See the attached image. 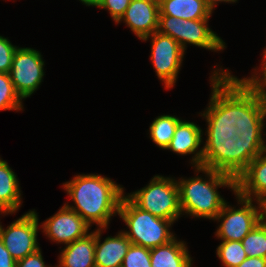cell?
I'll use <instances>...</instances> for the list:
<instances>
[{
    "instance_id": "12",
    "label": "cell",
    "mask_w": 266,
    "mask_h": 267,
    "mask_svg": "<svg viewBox=\"0 0 266 267\" xmlns=\"http://www.w3.org/2000/svg\"><path fill=\"white\" fill-rule=\"evenodd\" d=\"M124 23L140 39L158 31L159 2L155 0H131L125 14L117 22Z\"/></svg>"
},
{
    "instance_id": "9",
    "label": "cell",
    "mask_w": 266,
    "mask_h": 267,
    "mask_svg": "<svg viewBox=\"0 0 266 267\" xmlns=\"http://www.w3.org/2000/svg\"><path fill=\"white\" fill-rule=\"evenodd\" d=\"M44 65L39 51L28 47L16 49L8 74L22 100L30 97L41 85L45 74Z\"/></svg>"
},
{
    "instance_id": "8",
    "label": "cell",
    "mask_w": 266,
    "mask_h": 267,
    "mask_svg": "<svg viewBox=\"0 0 266 267\" xmlns=\"http://www.w3.org/2000/svg\"><path fill=\"white\" fill-rule=\"evenodd\" d=\"M149 38L151 39L150 59L156 75L164 82L165 89H170L177 81L185 51L177 41L159 31L142 40L147 41Z\"/></svg>"
},
{
    "instance_id": "34",
    "label": "cell",
    "mask_w": 266,
    "mask_h": 267,
    "mask_svg": "<svg viewBox=\"0 0 266 267\" xmlns=\"http://www.w3.org/2000/svg\"><path fill=\"white\" fill-rule=\"evenodd\" d=\"M264 152H266V142H264Z\"/></svg>"
},
{
    "instance_id": "22",
    "label": "cell",
    "mask_w": 266,
    "mask_h": 267,
    "mask_svg": "<svg viewBox=\"0 0 266 267\" xmlns=\"http://www.w3.org/2000/svg\"><path fill=\"white\" fill-rule=\"evenodd\" d=\"M216 255L224 267H238L247 258L241 241H222Z\"/></svg>"
},
{
    "instance_id": "32",
    "label": "cell",
    "mask_w": 266,
    "mask_h": 267,
    "mask_svg": "<svg viewBox=\"0 0 266 267\" xmlns=\"http://www.w3.org/2000/svg\"><path fill=\"white\" fill-rule=\"evenodd\" d=\"M79 1H81L86 6H92V7L94 6L95 7L98 0H79Z\"/></svg>"
},
{
    "instance_id": "25",
    "label": "cell",
    "mask_w": 266,
    "mask_h": 267,
    "mask_svg": "<svg viewBox=\"0 0 266 267\" xmlns=\"http://www.w3.org/2000/svg\"><path fill=\"white\" fill-rule=\"evenodd\" d=\"M18 47L14 46L8 38L0 36V73H9Z\"/></svg>"
},
{
    "instance_id": "23",
    "label": "cell",
    "mask_w": 266,
    "mask_h": 267,
    "mask_svg": "<svg viewBox=\"0 0 266 267\" xmlns=\"http://www.w3.org/2000/svg\"><path fill=\"white\" fill-rule=\"evenodd\" d=\"M22 111V99L16 93L8 73H0V111Z\"/></svg>"
},
{
    "instance_id": "15",
    "label": "cell",
    "mask_w": 266,
    "mask_h": 267,
    "mask_svg": "<svg viewBox=\"0 0 266 267\" xmlns=\"http://www.w3.org/2000/svg\"><path fill=\"white\" fill-rule=\"evenodd\" d=\"M107 228L95 230V265L96 267H120L131 241L120 231L116 236H108L101 242V234Z\"/></svg>"
},
{
    "instance_id": "20",
    "label": "cell",
    "mask_w": 266,
    "mask_h": 267,
    "mask_svg": "<svg viewBox=\"0 0 266 267\" xmlns=\"http://www.w3.org/2000/svg\"><path fill=\"white\" fill-rule=\"evenodd\" d=\"M181 120L179 117L172 115L158 116L149 127V136L152 141L166 150L173 138L176 126Z\"/></svg>"
},
{
    "instance_id": "31",
    "label": "cell",
    "mask_w": 266,
    "mask_h": 267,
    "mask_svg": "<svg viewBox=\"0 0 266 267\" xmlns=\"http://www.w3.org/2000/svg\"><path fill=\"white\" fill-rule=\"evenodd\" d=\"M238 0H205L207 6L213 11L219 2L236 3Z\"/></svg>"
},
{
    "instance_id": "16",
    "label": "cell",
    "mask_w": 266,
    "mask_h": 267,
    "mask_svg": "<svg viewBox=\"0 0 266 267\" xmlns=\"http://www.w3.org/2000/svg\"><path fill=\"white\" fill-rule=\"evenodd\" d=\"M95 231L85 237L67 244L61 250L59 265L55 267H96L95 265Z\"/></svg>"
},
{
    "instance_id": "2",
    "label": "cell",
    "mask_w": 266,
    "mask_h": 267,
    "mask_svg": "<svg viewBox=\"0 0 266 267\" xmlns=\"http://www.w3.org/2000/svg\"><path fill=\"white\" fill-rule=\"evenodd\" d=\"M63 188L75 205H65L78 213L90 226L107 228L113 215L118 214L124 188L99 174H79L63 183Z\"/></svg>"
},
{
    "instance_id": "10",
    "label": "cell",
    "mask_w": 266,
    "mask_h": 267,
    "mask_svg": "<svg viewBox=\"0 0 266 267\" xmlns=\"http://www.w3.org/2000/svg\"><path fill=\"white\" fill-rule=\"evenodd\" d=\"M38 219L36 211L30 210L13 221L6 229L0 223V238L16 261L40 249L37 242Z\"/></svg>"
},
{
    "instance_id": "14",
    "label": "cell",
    "mask_w": 266,
    "mask_h": 267,
    "mask_svg": "<svg viewBox=\"0 0 266 267\" xmlns=\"http://www.w3.org/2000/svg\"><path fill=\"white\" fill-rule=\"evenodd\" d=\"M202 135L203 131L199 125L181 120L167 150L180 155L194 154L191 160V164L194 165L192 167H202L203 147L199 149L203 142Z\"/></svg>"
},
{
    "instance_id": "5",
    "label": "cell",
    "mask_w": 266,
    "mask_h": 267,
    "mask_svg": "<svg viewBox=\"0 0 266 267\" xmlns=\"http://www.w3.org/2000/svg\"><path fill=\"white\" fill-rule=\"evenodd\" d=\"M126 196L141 210L154 216L175 222L182 215L174 178L155 175L148 185Z\"/></svg>"
},
{
    "instance_id": "11",
    "label": "cell",
    "mask_w": 266,
    "mask_h": 267,
    "mask_svg": "<svg viewBox=\"0 0 266 267\" xmlns=\"http://www.w3.org/2000/svg\"><path fill=\"white\" fill-rule=\"evenodd\" d=\"M40 227L52 242L67 245L85 237L91 226L64 204L57 213L43 221Z\"/></svg>"
},
{
    "instance_id": "27",
    "label": "cell",
    "mask_w": 266,
    "mask_h": 267,
    "mask_svg": "<svg viewBox=\"0 0 266 267\" xmlns=\"http://www.w3.org/2000/svg\"><path fill=\"white\" fill-rule=\"evenodd\" d=\"M263 60L261 63V69L255 73L251 74L250 77L248 78H243L242 80L251 88L258 89L260 91H265L266 90V48L263 52ZM259 73V75H258ZM261 77V78H260Z\"/></svg>"
},
{
    "instance_id": "24",
    "label": "cell",
    "mask_w": 266,
    "mask_h": 267,
    "mask_svg": "<svg viewBox=\"0 0 266 267\" xmlns=\"http://www.w3.org/2000/svg\"><path fill=\"white\" fill-rule=\"evenodd\" d=\"M121 266L151 267L150 249L143 246L131 244Z\"/></svg>"
},
{
    "instance_id": "17",
    "label": "cell",
    "mask_w": 266,
    "mask_h": 267,
    "mask_svg": "<svg viewBox=\"0 0 266 267\" xmlns=\"http://www.w3.org/2000/svg\"><path fill=\"white\" fill-rule=\"evenodd\" d=\"M151 267H192V257L184 241L170 242L150 249Z\"/></svg>"
},
{
    "instance_id": "26",
    "label": "cell",
    "mask_w": 266,
    "mask_h": 267,
    "mask_svg": "<svg viewBox=\"0 0 266 267\" xmlns=\"http://www.w3.org/2000/svg\"><path fill=\"white\" fill-rule=\"evenodd\" d=\"M131 0H98L95 7L107 9L115 23L125 14Z\"/></svg>"
},
{
    "instance_id": "28",
    "label": "cell",
    "mask_w": 266,
    "mask_h": 267,
    "mask_svg": "<svg viewBox=\"0 0 266 267\" xmlns=\"http://www.w3.org/2000/svg\"><path fill=\"white\" fill-rule=\"evenodd\" d=\"M41 253V249H38L36 252L27 255L23 259L18 260L16 267H52L46 266Z\"/></svg>"
},
{
    "instance_id": "4",
    "label": "cell",
    "mask_w": 266,
    "mask_h": 267,
    "mask_svg": "<svg viewBox=\"0 0 266 267\" xmlns=\"http://www.w3.org/2000/svg\"><path fill=\"white\" fill-rule=\"evenodd\" d=\"M118 216L126 223L128 231H122L134 245L153 249L175 237L170 232L173 221L152 215L137 207L125 194L119 204Z\"/></svg>"
},
{
    "instance_id": "35",
    "label": "cell",
    "mask_w": 266,
    "mask_h": 267,
    "mask_svg": "<svg viewBox=\"0 0 266 267\" xmlns=\"http://www.w3.org/2000/svg\"><path fill=\"white\" fill-rule=\"evenodd\" d=\"M0 214H1V215H2V214H5V213H4V211H2V209H1V208H0Z\"/></svg>"
},
{
    "instance_id": "13",
    "label": "cell",
    "mask_w": 266,
    "mask_h": 267,
    "mask_svg": "<svg viewBox=\"0 0 266 267\" xmlns=\"http://www.w3.org/2000/svg\"><path fill=\"white\" fill-rule=\"evenodd\" d=\"M236 193L259 202L266 199V152L256 157L237 177Z\"/></svg>"
},
{
    "instance_id": "18",
    "label": "cell",
    "mask_w": 266,
    "mask_h": 267,
    "mask_svg": "<svg viewBox=\"0 0 266 267\" xmlns=\"http://www.w3.org/2000/svg\"><path fill=\"white\" fill-rule=\"evenodd\" d=\"M21 190L17 175L0 158V208L5 215L14 214L21 207Z\"/></svg>"
},
{
    "instance_id": "21",
    "label": "cell",
    "mask_w": 266,
    "mask_h": 267,
    "mask_svg": "<svg viewBox=\"0 0 266 267\" xmlns=\"http://www.w3.org/2000/svg\"><path fill=\"white\" fill-rule=\"evenodd\" d=\"M247 257H262L266 259V221L262 219L242 239Z\"/></svg>"
},
{
    "instance_id": "7",
    "label": "cell",
    "mask_w": 266,
    "mask_h": 267,
    "mask_svg": "<svg viewBox=\"0 0 266 267\" xmlns=\"http://www.w3.org/2000/svg\"><path fill=\"white\" fill-rule=\"evenodd\" d=\"M241 208L232 207L227 202L215 217L214 221L220 223L215 236L222 241H242V239L259 223L262 217V202L241 197L234 193ZM228 204V205H227Z\"/></svg>"
},
{
    "instance_id": "1",
    "label": "cell",
    "mask_w": 266,
    "mask_h": 267,
    "mask_svg": "<svg viewBox=\"0 0 266 267\" xmlns=\"http://www.w3.org/2000/svg\"><path fill=\"white\" fill-rule=\"evenodd\" d=\"M212 94L201 116L207 122L202 167L235 179L264 152L266 96L226 70L214 69Z\"/></svg>"
},
{
    "instance_id": "33",
    "label": "cell",
    "mask_w": 266,
    "mask_h": 267,
    "mask_svg": "<svg viewBox=\"0 0 266 267\" xmlns=\"http://www.w3.org/2000/svg\"><path fill=\"white\" fill-rule=\"evenodd\" d=\"M262 217L266 221V199L262 202Z\"/></svg>"
},
{
    "instance_id": "3",
    "label": "cell",
    "mask_w": 266,
    "mask_h": 267,
    "mask_svg": "<svg viewBox=\"0 0 266 267\" xmlns=\"http://www.w3.org/2000/svg\"><path fill=\"white\" fill-rule=\"evenodd\" d=\"M195 172H204L207 179L196 176L177 181L181 212L189 216L214 220L223 208L226 200L217 191L219 187H228L236 192V179L224 172L195 167Z\"/></svg>"
},
{
    "instance_id": "19",
    "label": "cell",
    "mask_w": 266,
    "mask_h": 267,
    "mask_svg": "<svg viewBox=\"0 0 266 267\" xmlns=\"http://www.w3.org/2000/svg\"><path fill=\"white\" fill-rule=\"evenodd\" d=\"M212 10L205 0H160L159 15H168L185 20L209 19Z\"/></svg>"
},
{
    "instance_id": "6",
    "label": "cell",
    "mask_w": 266,
    "mask_h": 267,
    "mask_svg": "<svg viewBox=\"0 0 266 267\" xmlns=\"http://www.w3.org/2000/svg\"><path fill=\"white\" fill-rule=\"evenodd\" d=\"M209 19L185 20L168 15H159L158 31L177 41L185 51L187 44L207 50L222 51L225 42L208 27Z\"/></svg>"
},
{
    "instance_id": "29",
    "label": "cell",
    "mask_w": 266,
    "mask_h": 267,
    "mask_svg": "<svg viewBox=\"0 0 266 267\" xmlns=\"http://www.w3.org/2000/svg\"><path fill=\"white\" fill-rule=\"evenodd\" d=\"M17 261L10 255L0 238V267H16Z\"/></svg>"
},
{
    "instance_id": "30",
    "label": "cell",
    "mask_w": 266,
    "mask_h": 267,
    "mask_svg": "<svg viewBox=\"0 0 266 267\" xmlns=\"http://www.w3.org/2000/svg\"><path fill=\"white\" fill-rule=\"evenodd\" d=\"M238 267H266V259L262 257H247Z\"/></svg>"
}]
</instances>
